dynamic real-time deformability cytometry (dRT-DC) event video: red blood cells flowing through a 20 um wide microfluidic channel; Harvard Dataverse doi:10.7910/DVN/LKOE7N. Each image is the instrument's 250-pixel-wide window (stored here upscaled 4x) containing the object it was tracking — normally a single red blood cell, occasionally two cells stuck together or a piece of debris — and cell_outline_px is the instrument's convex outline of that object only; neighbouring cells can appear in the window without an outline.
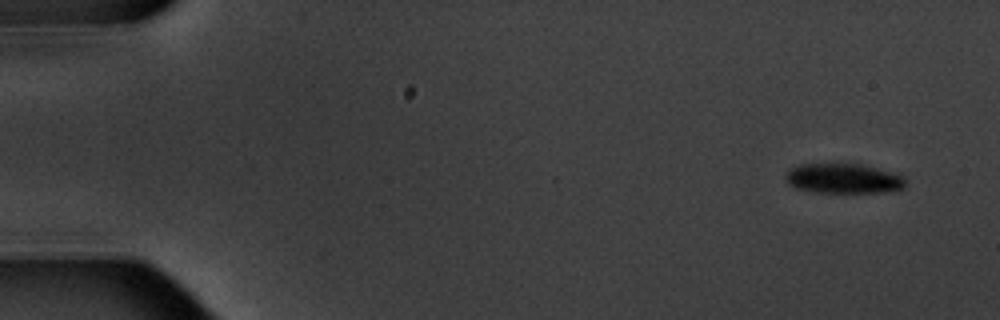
{"species": "common noctule bat (a hibernating species)", "species_latin": "Nyctalus noctula", "temperature_condition": "warm", "stored_images_in_passage": 5, "camera_frame_rate_fps": 3000, "um_per_image_px": 0.085, "animal": {"sex": "male", "body_mass_g": 20.1, "forearm_length_mm": 53.5}, "frame": {"image": 1, "passage_image": 1, "time_ms": 0.0, "image_size_px": [1000, 320], "cell_outline_px": [[904, 188], [884, 192], [816, 192], [796, 188], [788, 184], [784, 180], [784, 176], [792, 168], [800, 164], [860, 164], [876, 168], [904, 176]], "centroid_in_image_um": [71.65, 15.17], "position_along_channel_um": 13.3, "area_um2": 20.63}}
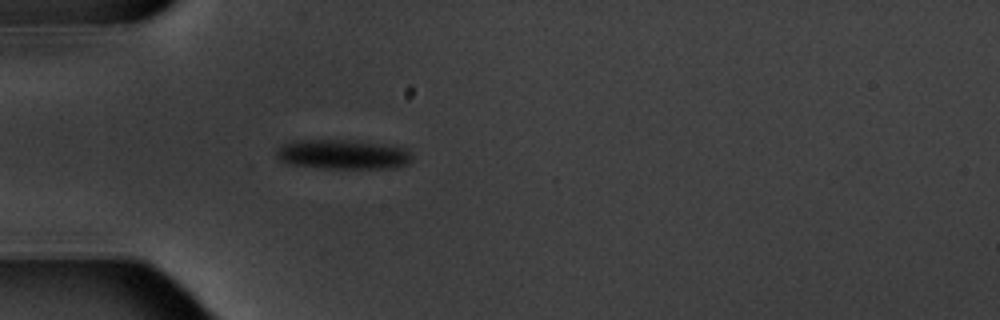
{"frame": {"image": 2, "passage_image": 5, "time_ms": 4.667, "image_size_px": [1000, 320], "cell_outline_px": [[412, 160], [396, 168], [320, 168], [284, 164], [276, 156], [276, 148], [292, 140], [352, 140], [388, 144], [404, 148], [412, 156]], "centroid_in_image_um": [29.09, 13.12], "position_along_channel_um": 55.9, "area_um2": 23.7}}